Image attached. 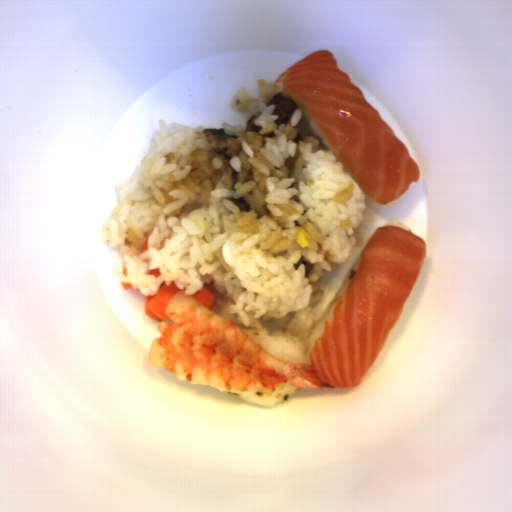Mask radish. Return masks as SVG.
Masks as SVG:
<instances>
[{"label":"radish","instance_id":"1","mask_svg":"<svg viewBox=\"0 0 512 512\" xmlns=\"http://www.w3.org/2000/svg\"><path fill=\"white\" fill-rule=\"evenodd\" d=\"M179 292H183V289H179L174 280L170 285H167L164 281L159 283L156 294L145 296L144 315L157 323L162 321L165 323L172 322L166 314V308L172 297Z\"/></svg>","mask_w":512,"mask_h":512},{"label":"radish","instance_id":"2","mask_svg":"<svg viewBox=\"0 0 512 512\" xmlns=\"http://www.w3.org/2000/svg\"><path fill=\"white\" fill-rule=\"evenodd\" d=\"M191 296H193L197 302L210 310L215 306L217 301L216 294L204 285L201 290H198Z\"/></svg>","mask_w":512,"mask_h":512},{"label":"radish","instance_id":"3","mask_svg":"<svg viewBox=\"0 0 512 512\" xmlns=\"http://www.w3.org/2000/svg\"><path fill=\"white\" fill-rule=\"evenodd\" d=\"M147 274H148V276L149 275H153L155 279L159 278L161 276V272H160L159 268L158 269H151Z\"/></svg>","mask_w":512,"mask_h":512},{"label":"radish","instance_id":"4","mask_svg":"<svg viewBox=\"0 0 512 512\" xmlns=\"http://www.w3.org/2000/svg\"><path fill=\"white\" fill-rule=\"evenodd\" d=\"M121 285H122V287H123L124 291H127V290H129L130 288H132V285H131L130 283H123V282H122V283H121Z\"/></svg>","mask_w":512,"mask_h":512}]
</instances>
